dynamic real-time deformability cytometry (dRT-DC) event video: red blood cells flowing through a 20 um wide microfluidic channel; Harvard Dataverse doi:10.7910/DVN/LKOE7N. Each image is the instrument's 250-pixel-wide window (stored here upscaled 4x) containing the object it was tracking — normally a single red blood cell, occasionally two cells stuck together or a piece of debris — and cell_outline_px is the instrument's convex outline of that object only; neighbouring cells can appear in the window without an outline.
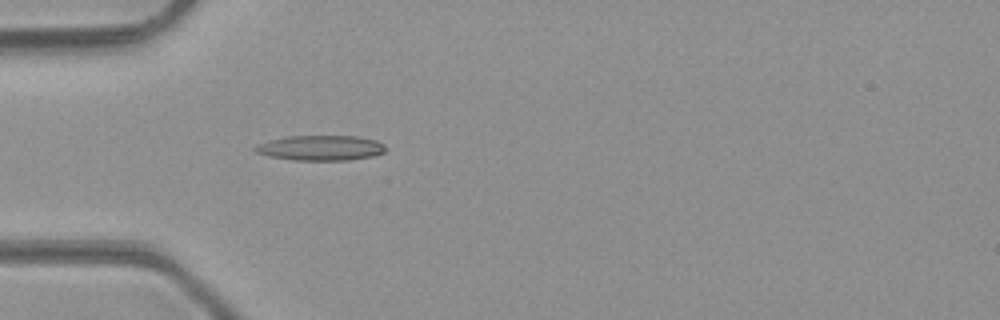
{"species": "common noctule bat (a hibernating species)", "species_latin": "Nyctalus noctula", "temperature_condition": "room temperature", "stored_images_in_passage": 50, "camera_frame_rate_fps": 3000, "um_per_image_px": 0.085, "animal": {"sex": "male", "body_mass_g": 23.1, "forearm_length_mm": 52.7}, "frame": {"image": 1, "passage_image": 16, "time_ms": 5.0, "image_size_px": [1000, 320], "cell_outline_px": [[388, 148], [384, 152], [372, 156], [348, 160], [292, 160], [272, 156], [256, 152], [252, 148], [256, 144], [288, 136], [360, 136], [376, 140], [384, 144]], "centroid_in_image_um": [27.3, 12.56], "position_along_channel_um": 57.7, "area_um2": 19.07}}
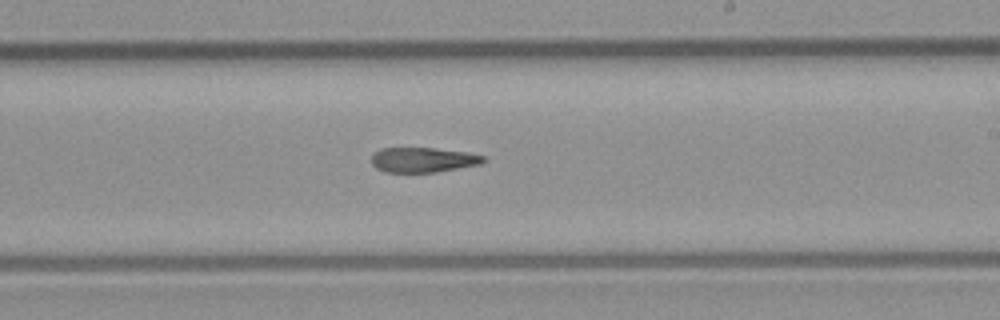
{"frame": {"image": 2, "passage_image": 30, "time_ms": 9.667, "image_size_px": [1000, 320], "cell_outline_px": [[484, 160], [480, 164], [436, 172], [384, 172], [376, 168], [372, 164], [372, 156], [376, 152], [384, 148], [432, 148], [468, 152], [484, 156]], "centroid_in_image_um": [35.95, 13.59], "position_along_channel_um": 253.1, "area_um2": 16.07}}
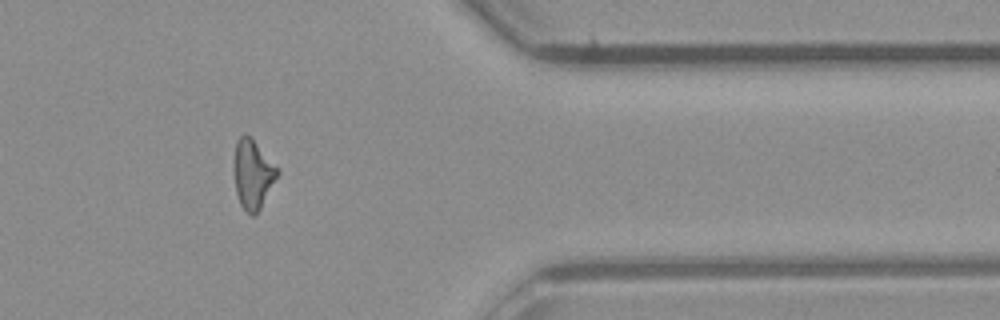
{"frame": {"image": 3, "passage_image": 41, "time_ms": 13.333, "image_size_px": [1000, 320], "cell_outline_px": [[280, 172], [260, 208], [252, 216], [240, 204], [236, 192], [232, 168], [232, 164], [236, 140], [244, 132], [252, 136], [280, 168]], "centroid_in_image_um": [21.48, 14.7], "position_along_channel_um": 389.9, "area_um2": 18.09}, "authors_computed_cell_mechanics": {"area_um2": 17.5423, "velocity_mm_per_s": 4.2739, "shape_relaxation_time_tau1_ms": 8.6989, "shape_relaxation_time_tau2_ms": 8.9115, "deformation_change_tau1": 0.2641, "deformation_change_tau2": 0.2455}}